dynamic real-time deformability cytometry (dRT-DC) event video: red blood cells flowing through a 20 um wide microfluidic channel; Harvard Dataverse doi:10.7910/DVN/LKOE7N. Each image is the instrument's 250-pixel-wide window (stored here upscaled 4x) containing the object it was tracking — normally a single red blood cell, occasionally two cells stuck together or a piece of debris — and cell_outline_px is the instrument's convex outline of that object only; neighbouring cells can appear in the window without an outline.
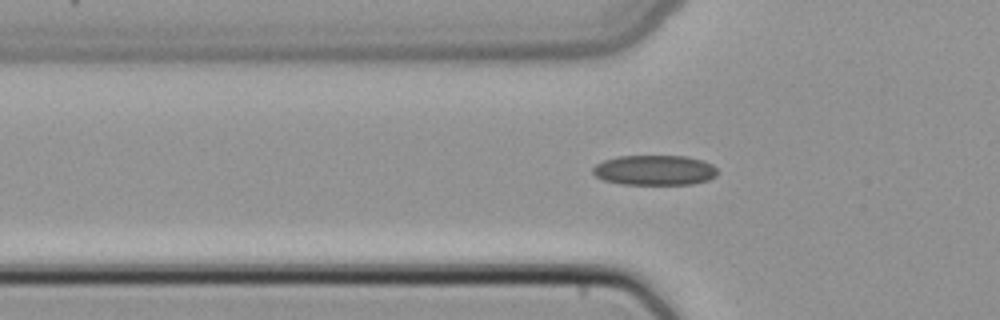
{"species": "common noctule bat (a hibernating species)", "species_latin": "Nyctalus noctula", "temperature_condition": "cold", "stored_images_in_passage": 37, "camera_frame_rate_fps": 3000, "um_per_image_px": 0.085, "animal": {"sex": "female", "body_mass_g": 22.7, "forearm_length_mm": 54.2}, "frame": {"image": 1, "passage_image": 9, "time_ms": 2.667, "image_size_px": [1000, 320], "cell_outline_px": [[716, 176], [708, 180], [692, 184], [620, 184], [604, 180], [596, 176], [592, 172], [592, 168], [596, 164], [604, 160], [620, 156], [688, 156], [704, 160], [712, 164], [716, 168]], "centroid_in_image_um": [55.65, 14.46], "position_along_channel_um": 70.2, "area_um2": 21.91}}
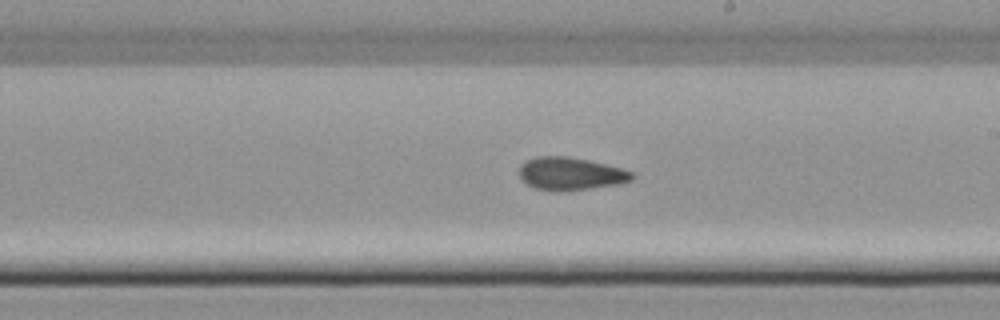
{"frame": {"image": 2, "passage_image": 21, "time_ms": 6.667, "image_size_px": [1000, 320], "cell_outline_px": [[636, 176], [632, 180], [620, 184], [588, 188], [536, 188], [528, 184], [520, 176], [520, 164], [536, 156], [568, 156], [588, 160], [624, 168], [632, 172]], "centroid_in_image_um": [48.57, 14.71], "position_along_channel_um": 240.4, "area_um2": 20.81}}
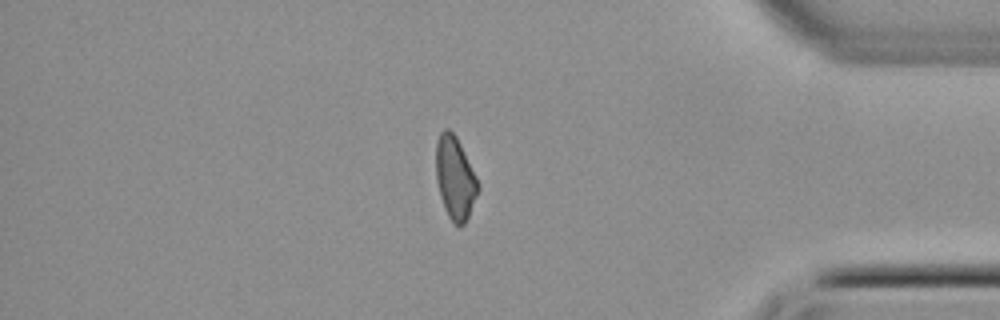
{"frame": {"image": 3, "passage_image": 34, "time_ms": 11.0, "image_size_px": [1000, 320], "cell_outline_px": [[480, 188], [468, 216], [464, 224], [460, 228], [448, 216], [444, 208], [440, 196], [436, 180], [436, 140], [440, 132], [444, 128], [448, 128], [456, 136], [480, 184]], "centroid_in_image_um": [38.67, 15.12], "position_along_channel_um": 396.5, "area_um2": 20.29}}